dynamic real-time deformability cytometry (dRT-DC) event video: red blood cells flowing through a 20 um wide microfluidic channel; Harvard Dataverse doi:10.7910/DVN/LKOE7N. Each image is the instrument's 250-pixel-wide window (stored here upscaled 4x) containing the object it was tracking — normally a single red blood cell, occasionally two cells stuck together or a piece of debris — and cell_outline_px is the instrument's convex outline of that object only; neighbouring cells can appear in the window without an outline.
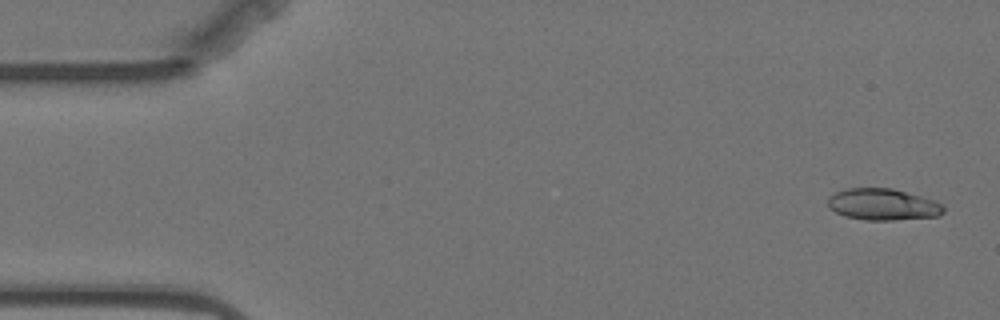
{"species": "Egyptian fruit bat (a non-hibernating species)", "species_latin": "Rousettus aegyptiacus", "temperature_condition": "warm", "stored_images_in_passage": 4, "camera_frame_rate_fps": 3000, "um_per_image_px": 0.085, "animal": {"sex": "female"}, "frame": {"image": 1, "passage_image": 1, "time_ms": 0.0, "image_size_px": [1000, 320], "cell_outline_px": [[944, 212], [940, 216], [892, 220], [864, 220], [844, 216], [828, 208], [828, 196], [844, 188], [892, 188], [936, 200], [944, 204]], "centroid_in_image_um": [75.05, 17.37], "position_along_channel_um": 9.9, "area_um2": 21.56}}
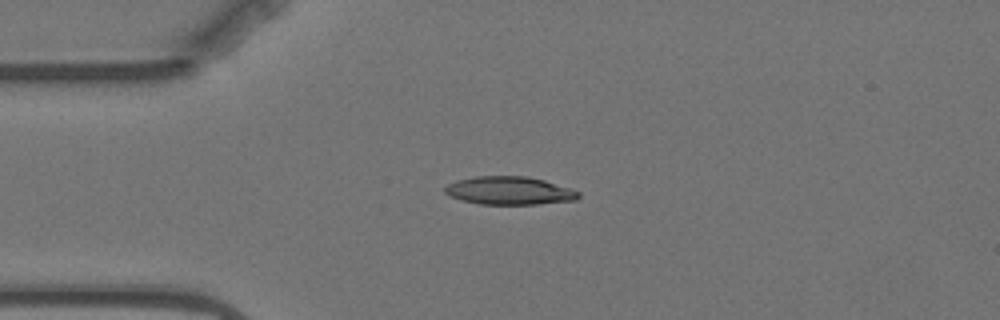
{"frame": {"image": 2, "passage_image": 4, "time_ms": 3.667, "image_size_px": [1000, 320], "cell_outline_px": [[580, 196], [576, 200], [536, 204], [480, 204], [460, 200], [448, 196], [444, 192], [444, 188], [448, 184], [456, 180], [476, 176], [528, 176], [544, 180], [580, 192]], "centroid_in_image_um": [43.25, 16.2], "position_along_channel_um": 41.7, "area_um2": 21.91}}